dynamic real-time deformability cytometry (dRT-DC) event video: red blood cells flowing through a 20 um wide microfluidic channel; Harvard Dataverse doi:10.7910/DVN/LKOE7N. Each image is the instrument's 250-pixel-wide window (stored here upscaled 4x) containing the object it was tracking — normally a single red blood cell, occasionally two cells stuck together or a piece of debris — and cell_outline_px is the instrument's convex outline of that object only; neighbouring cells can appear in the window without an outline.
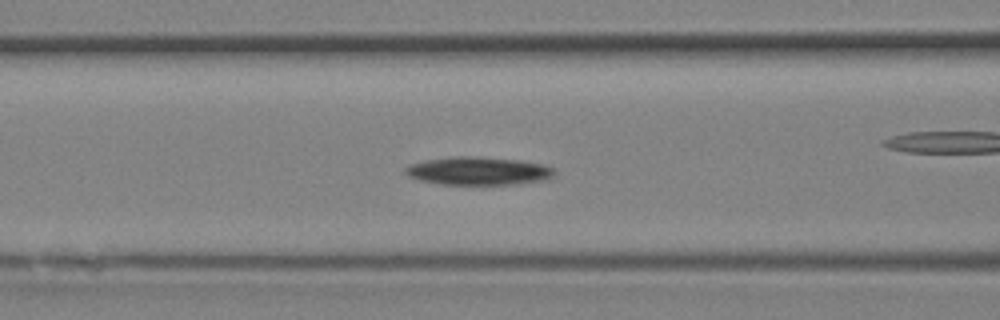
{"species": "Egyptian fruit bat (a non-hibernating species)", "species_latin": "Rousettus aegyptiacus", "temperature_condition": "room temperature", "stored_images_in_passage": 21, "camera_frame_rate_fps": 3000, "um_per_image_px": 0.085, "animal": {"sex": "female"}, "frame": {"image": 1, "passage_image": 12, "time_ms": 3.667, "image_size_px": [1000, 320], "cell_outline_px": [[556, 176], [548, 180], [516, 184], [440, 184], [420, 180], [408, 176], [404, 172], [404, 168], [408, 164], [428, 160], [452, 156], [468, 156], [516, 160], [544, 164], [552, 168], [556, 172]], "centroid_in_image_um": [40.68, 14.54], "position_along_channel_um": 125.9, "area_um2": 24.45}}
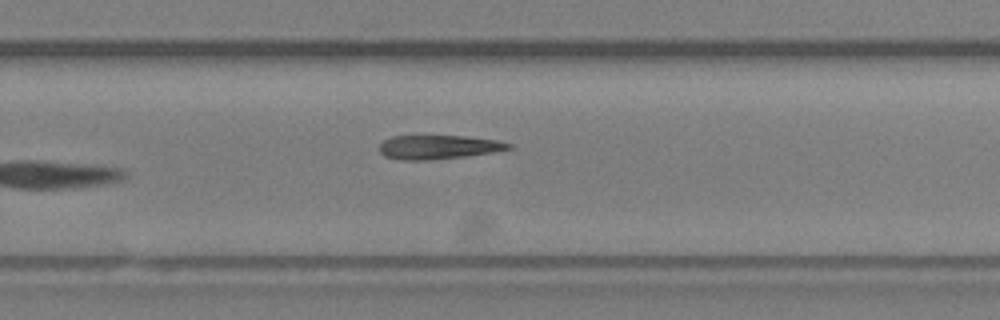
{"frame": {"image": 2, "passage_image": 21, "time_ms": 6.667, "image_size_px": [1000, 320], "cell_outline_px": [[512, 148], [492, 152], [464, 156], [428, 160], [400, 160], [384, 156], [380, 152], [380, 144], [384, 140], [392, 136], [464, 136], [496, 140], [512, 144]], "centroid_in_image_um": [37.23, 12.5], "position_along_channel_um": 292.6, "area_um2": 17.86}}